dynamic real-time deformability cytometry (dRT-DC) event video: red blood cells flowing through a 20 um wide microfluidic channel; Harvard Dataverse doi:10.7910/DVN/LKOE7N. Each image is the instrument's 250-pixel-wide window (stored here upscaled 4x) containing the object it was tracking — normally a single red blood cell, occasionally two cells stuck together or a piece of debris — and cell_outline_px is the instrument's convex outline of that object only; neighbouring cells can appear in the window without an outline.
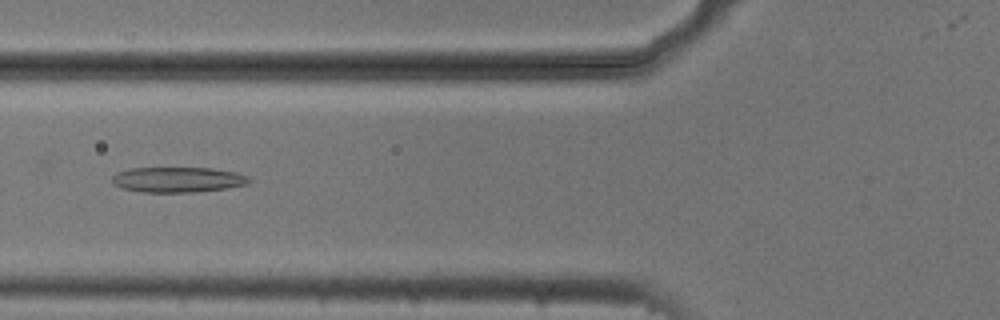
{"species": "common noctule bat (a hibernating species)", "species_latin": "Nyctalus noctula", "temperature_condition": "cold", "stored_images_in_passage": 42, "camera_frame_rate_fps": 3000, "um_per_image_px": 0.085, "animal": {"sex": "male", "body_mass_g": 20.5, "forearm_length_mm": 52.5}, "frame": {"image": 1, "passage_image": 19, "time_ms": 6.0, "image_size_px": [1000, 320], "cell_outline_px": [[252, 180], [248, 184], [228, 188], [196, 192], [140, 192], [124, 188], [116, 184], [112, 180], [112, 176], [116, 172], [128, 168], [212, 168], [236, 172], [248, 176]], "centroid_in_image_um": [15.15, 15.26], "position_along_channel_um": 110.7, "area_um2": 20.29}}
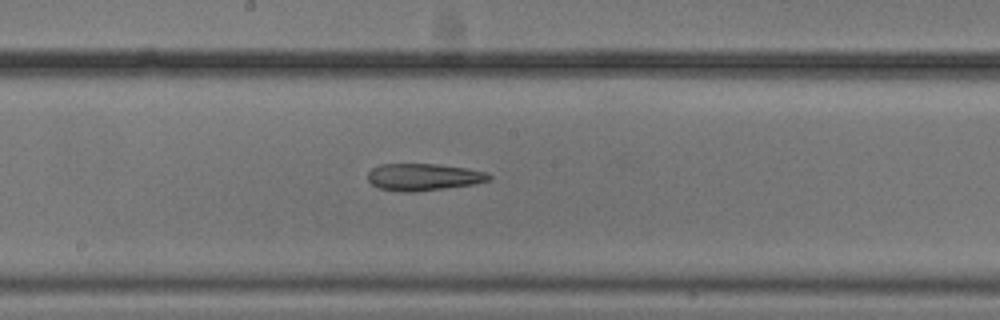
{"frame": {"image": 2, "passage_image": 27, "time_ms": 8.667, "image_size_px": [1000, 320], "cell_outline_px": [[492, 180], [472, 184], [416, 192], [400, 192], [376, 188], [368, 180], [368, 172], [372, 168], [380, 164], [436, 164], [468, 168], [484, 172], [492, 176]], "centroid_in_image_um": [35.96, 15.05], "position_along_channel_um": 212.2, "area_um2": 19.19}}
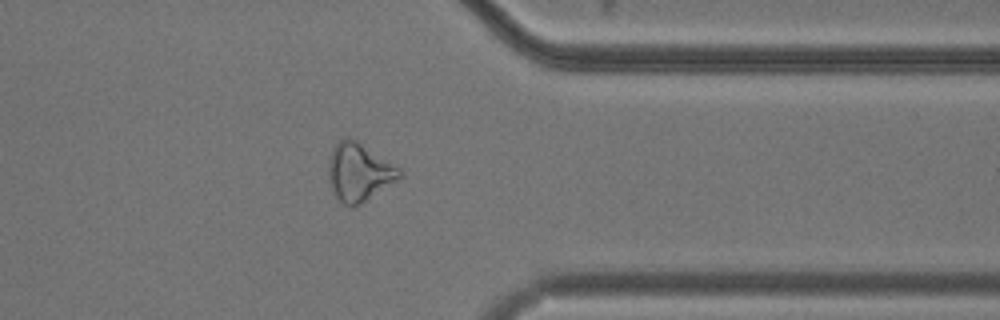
{"frame": {"image": 3, "passage_image": 41, "time_ms": 13.333, "image_size_px": [1000, 320], "cell_outline_px": [[404, 176], [360, 204], [352, 208], [344, 204], [336, 196], [332, 188], [328, 176], [328, 160], [332, 148], [344, 136], [348, 136], [356, 140], [400, 168]], "centroid_in_image_um": [30.51, 14.62], "position_along_channel_um": 380.9, "area_um2": 23.99}}